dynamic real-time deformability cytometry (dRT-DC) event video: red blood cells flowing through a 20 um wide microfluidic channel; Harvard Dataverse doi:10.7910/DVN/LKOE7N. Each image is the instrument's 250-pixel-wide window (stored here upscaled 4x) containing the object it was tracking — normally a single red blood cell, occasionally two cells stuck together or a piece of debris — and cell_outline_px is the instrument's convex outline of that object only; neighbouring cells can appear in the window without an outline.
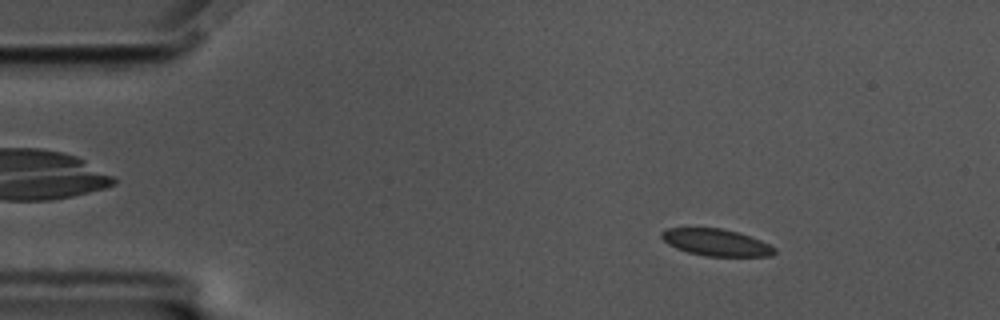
{"species": "common noctule bat (a hibernating species)", "species_latin": "Nyctalus noctula", "temperature_condition": "cold", "stored_images_in_passage": 57, "camera_frame_rate_fps": 3000, "um_per_image_px": 0.085, "animal": {"sex": "male", "body_mass_g": 17.5, "forearm_length_mm": 52.3}, "frame": {"image": 1, "passage_image": 8, "time_ms": 2.333, "image_size_px": [1000, 320], "cell_outline_px": [[776, 252], [772, 256], [704, 256], [688, 252], [676, 248], [668, 244], [660, 236], [660, 232], [668, 228], [720, 228], [740, 232], [760, 240], [776, 248]], "centroid_in_image_um": [60.88, 20.6], "position_along_channel_um": 24.1, "area_um2": 17.74}}
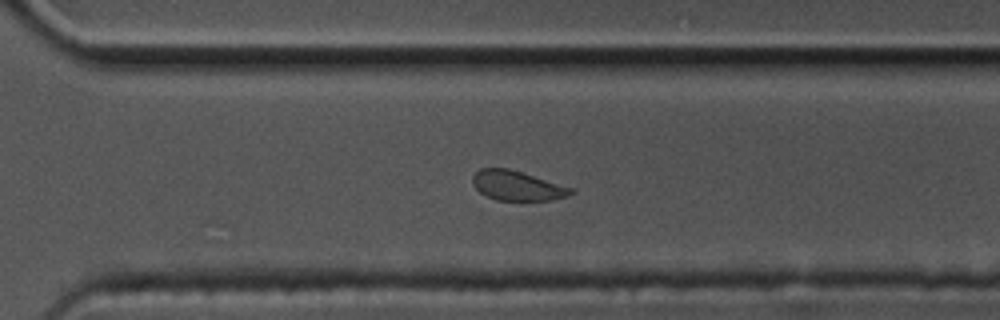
{"frame": {"image": 2, "passage_image": 40, "time_ms": 13.0, "image_size_px": [1000, 320], "cell_outline_px": [[576, 192], [568, 196], [552, 200], [496, 200], [480, 192], [472, 184], [472, 176], [480, 168], [508, 168], [572, 188]], "centroid_in_image_um": [43.94, 15.78], "position_along_channel_um": 326.7, "area_um2": 16.82}}
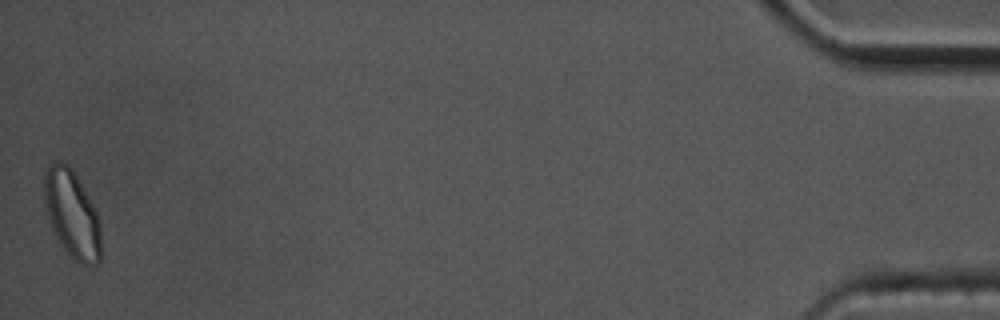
{"frame": {"image": 3, "passage_image": 57, "time_ms": 18.667, "image_size_px": [1000, 320], "cell_outline_px": [[100, 260], [96, 264], [80, 264], [64, 248], [56, 236], [52, 228], [44, 208], [44, 172], [48, 164], [56, 160], [60, 160], [68, 164], [72, 168], [88, 196], [100, 220]], "centroid_in_image_um": [6.09, 18.13], "position_along_channel_um": 429.1, "area_um2": 28.9}, "authors_computed_cell_mechanics": {"area_um2": 18.496, "velocity_mm_per_s": 3.485, "shape_relaxation_time_tau1_ms": 5.57, "shape_relaxation_time_tau2_ms": 0.9893, "deformation_change_tau1": 0.0999, "deformation_change_tau2": 0.0705}}